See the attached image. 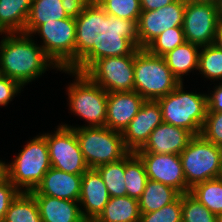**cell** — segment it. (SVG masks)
<instances>
[{"mask_svg": "<svg viewBox=\"0 0 222 222\" xmlns=\"http://www.w3.org/2000/svg\"><path fill=\"white\" fill-rule=\"evenodd\" d=\"M162 122L160 104L157 101L145 100L137 115L122 133L125 147L130 152L141 149L152 131Z\"/></svg>", "mask_w": 222, "mask_h": 222, "instance_id": "cell-15", "label": "cell"}, {"mask_svg": "<svg viewBox=\"0 0 222 222\" xmlns=\"http://www.w3.org/2000/svg\"><path fill=\"white\" fill-rule=\"evenodd\" d=\"M194 135L184 128L162 122L145 145L134 153L180 154Z\"/></svg>", "mask_w": 222, "mask_h": 222, "instance_id": "cell-17", "label": "cell"}, {"mask_svg": "<svg viewBox=\"0 0 222 222\" xmlns=\"http://www.w3.org/2000/svg\"><path fill=\"white\" fill-rule=\"evenodd\" d=\"M32 0H0V34L23 33Z\"/></svg>", "mask_w": 222, "mask_h": 222, "instance_id": "cell-21", "label": "cell"}, {"mask_svg": "<svg viewBox=\"0 0 222 222\" xmlns=\"http://www.w3.org/2000/svg\"><path fill=\"white\" fill-rule=\"evenodd\" d=\"M75 130L81 152L89 168L116 162L130 151L125 147L122 133L105 126L85 127L62 124Z\"/></svg>", "mask_w": 222, "mask_h": 222, "instance_id": "cell-6", "label": "cell"}, {"mask_svg": "<svg viewBox=\"0 0 222 222\" xmlns=\"http://www.w3.org/2000/svg\"><path fill=\"white\" fill-rule=\"evenodd\" d=\"M140 209L138 199L129 196L110 197L98 222H139Z\"/></svg>", "mask_w": 222, "mask_h": 222, "instance_id": "cell-23", "label": "cell"}, {"mask_svg": "<svg viewBox=\"0 0 222 222\" xmlns=\"http://www.w3.org/2000/svg\"><path fill=\"white\" fill-rule=\"evenodd\" d=\"M183 82L172 92L159 98L162 121L201 135L208 110L207 94L185 92Z\"/></svg>", "mask_w": 222, "mask_h": 222, "instance_id": "cell-3", "label": "cell"}, {"mask_svg": "<svg viewBox=\"0 0 222 222\" xmlns=\"http://www.w3.org/2000/svg\"><path fill=\"white\" fill-rule=\"evenodd\" d=\"M179 84L164 57L152 55L145 48L135 50L134 91L145 100L157 101Z\"/></svg>", "mask_w": 222, "mask_h": 222, "instance_id": "cell-4", "label": "cell"}, {"mask_svg": "<svg viewBox=\"0 0 222 222\" xmlns=\"http://www.w3.org/2000/svg\"><path fill=\"white\" fill-rule=\"evenodd\" d=\"M42 222H84L79 201L63 200L46 195H33Z\"/></svg>", "mask_w": 222, "mask_h": 222, "instance_id": "cell-20", "label": "cell"}, {"mask_svg": "<svg viewBox=\"0 0 222 222\" xmlns=\"http://www.w3.org/2000/svg\"><path fill=\"white\" fill-rule=\"evenodd\" d=\"M216 222H222V213L216 215Z\"/></svg>", "mask_w": 222, "mask_h": 222, "instance_id": "cell-45", "label": "cell"}, {"mask_svg": "<svg viewBox=\"0 0 222 222\" xmlns=\"http://www.w3.org/2000/svg\"><path fill=\"white\" fill-rule=\"evenodd\" d=\"M204 78L221 80L222 83V51L214 44L202 46L198 56V69Z\"/></svg>", "mask_w": 222, "mask_h": 222, "instance_id": "cell-30", "label": "cell"}, {"mask_svg": "<svg viewBox=\"0 0 222 222\" xmlns=\"http://www.w3.org/2000/svg\"><path fill=\"white\" fill-rule=\"evenodd\" d=\"M54 133L42 134L47 141L51 166L74 175H83L88 165L74 129L57 126Z\"/></svg>", "mask_w": 222, "mask_h": 222, "instance_id": "cell-11", "label": "cell"}, {"mask_svg": "<svg viewBox=\"0 0 222 222\" xmlns=\"http://www.w3.org/2000/svg\"><path fill=\"white\" fill-rule=\"evenodd\" d=\"M75 65L84 73L95 61L131 55L139 48L137 22L107 14L91 1L75 18Z\"/></svg>", "mask_w": 222, "mask_h": 222, "instance_id": "cell-1", "label": "cell"}, {"mask_svg": "<svg viewBox=\"0 0 222 222\" xmlns=\"http://www.w3.org/2000/svg\"><path fill=\"white\" fill-rule=\"evenodd\" d=\"M200 48L199 45L185 42L163 56L167 66L180 83L183 82V75L198 69Z\"/></svg>", "mask_w": 222, "mask_h": 222, "instance_id": "cell-22", "label": "cell"}, {"mask_svg": "<svg viewBox=\"0 0 222 222\" xmlns=\"http://www.w3.org/2000/svg\"><path fill=\"white\" fill-rule=\"evenodd\" d=\"M124 177L127 196L139 199L145 189L148 176L143 162L134 152H129L125 156Z\"/></svg>", "mask_w": 222, "mask_h": 222, "instance_id": "cell-27", "label": "cell"}, {"mask_svg": "<svg viewBox=\"0 0 222 222\" xmlns=\"http://www.w3.org/2000/svg\"><path fill=\"white\" fill-rule=\"evenodd\" d=\"M175 0H140L142 11H152L171 4Z\"/></svg>", "mask_w": 222, "mask_h": 222, "instance_id": "cell-40", "label": "cell"}, {"mask_svg": "<svg viewBox=\"0 0 222 222\" xmlns=\"http://www.w3.org/2000/svg\"><path fill=\"white\" fill-rule=\"evenodd\" d=\"M139 222H182L181 194L157 211L141 213Z\"/></svg>", "mask_w": 222, "mask_h": 222, "instance_id": "cell-34", "label": "cell"}, {"mask_svg": "<svg viewBox=\"0 0 222 222\" xmlns=\"http://www.w3.org/2000/svg\"><path fill=\"white\" fill-rule=\"evenodd\" d=\"M215 5H216L218 19L220 22H222V0H217Z\"/></svg>", "mask_w": 222, "mask_h": 222, "instance_id": "cell-43", "label": "cell"}, {"mask_svg": "<svg viewBox=\"0 0 222 222\" xmlns=\"http://www.w3.org/2000/svg\"><path fill=\"white\" fill-rule=\"evenodd\" d=\"M72 74L75 79L67 87L70 111L85 120V127L106 126L108 92L92 82L84 73L59 70Z\"/></svg>", "mask_w": 222, "mask_h": 222, "instance_id": "cell-7", "label": "cell"}, {"mask_svg": "<svg viewBox=\"0 0 222 222\" xmlns=\"http://www.w3.org/2000/svg\"><path fill=\"white\" fill-rule=\"evenodd\" d=\"M179 156L190 188L222 177V147L207 141L202 135L194 136Z\"/></svg>", "mask_w": 222, "mask_h": 222, "instance_id": "cell-8", "label": "cell"}, {"mask_svg": "<svg viewBox=\"0 0 222 222\" xmlns=\"http://www.w3.org/2000/svg\"><path fill=\"white\" fill-rule=\"evenodd\" d=\"M189 193L213 214L222 213V177L197 183Z\"/></svg>", "mask_w": 222, "mask_h": 222, "instance_id": "cell-28", "label": "cell"}, {"mask_svg": "<svg viewBox=\"0 0 222 222\" xmlns=\"http://www.w3.org/2000/svg\"><path fill=\"white\" fill-rule=\"evenodd\" d=\"M134 58L131 55L95 61L84 74L107 92L134 91Z\"/></svg>", "mask_w": 222, "mask_h": 222, "instance_id": "cell-10", "label": "cell"}, {"mask_svg": "<svg viewBox=\"0 0 222 222\" xmlns=\"http://www.w3.org/2000/svg\"><path fill=\"white\" fill-rule=\"evenodd\" d=\"M201 135L207 141L222 147V111L207 112Z\"/></svg>", "mask_w": 222, "mask_h": 222, "instance_id": "cell-35", "label": "cell"}, {"mask_svg": "<svg viewBox=\"0 0 222 222\" xmlns=\"http://www.w3.org/2000/svg\"><path fill=\"white\" fill-rule=\"evenodd\" d=\"M22 87L14 80L8 77L0 78V106H6L10 101L21 93Z\"/></svg>", "mask_w": 222, "mask_h": 222, "instance_id": "cell-37", "label": "cell"}, {"mask_svg": "<svg viewBox=\"0 0 222 222\" xmlns=\"http://www.w3.org/2000/svg\"><path fill=\"white\" fill-rule=\"evenodd\" d=\"M208 110L207 112L222 111V83L216 85L210 94H207Z\"/></svg>", "mask_w": 222, "mask_h": 222, "instance_id": "cell-39", "label": "cell"}, {"mask_svg": "<svg viewBox=\"0 0 222 222\" xmlns=\"http://www.w3.org/2000/svg\"><path fill=\"white\" fill-rule=\"evenodd\" d=\"M68 18L62 0H32L24 34L32 33L45 22Z\"/></svg>", "mask_w": 222, "mask_h": 222, "instance_id": "cell-24", "label": "cell"}, {"mask_svg": "<svg viewBox=\"0 0 222 222\" xmlns=\"http://www.w3.org/2000/svg\"><path fill=\"white\" fill-rule=\"evenodd\" d=\"M180 193L171 186L148 179L138 199L140 213H150L172 203Z\"/></svg>", "mask_w": 222, "mask_h": 222, "instance_id": "cell-25", "label": "cell"}, {"mask_svg": "<svg viewBox=\"0 0 222 222\" xmlns=\"http://www.w3.org/2000/svg\"><path fill=\"white\" fill-rule=\"evenodd\" d=\"M213 44L222 51V22L219 23Z\"/></svg>", "mask_w": 222, "mask_h": 222, "instance_id": "cell-41", "label": "cell"}, {"mask_svg": "<svg viewBox=\"0 0 222 222\" xmlns=\"http://www.w3.org/2000/svg\"><path fill=\"white\" fill-rule=\"evenodd\" d=\"M19 192L8 178L0 184V222H4L9 205Z\"/></svg>", "mask_w": 222, "mask_h": 222, "instance_id": "cell-36", "label": "cell"}, {"mask_svg": "<svg viewBox=\"0 0 222 222\" xmlns=\"http://www.w3.org/2000/svg\"><path fill=\"white\" fill-rule=\"evenodd\" d=\"M7 164V178L20 192H31L52 167L46 138L41 134L27 142Z\"/></svg>", "mask_w": 222, "mask_h": 222, "instance_id": "cell-5", "label": "cell"}, {"mask_svg": "<svg viewBox=\"0 0 222 222\" xmlns=\"http://www.w3.org/2000/svg\"><path fill=\"white\" fill-rule=\"evenodd\" d=\"M219 23L215 4L186 2L182 24L186 42L212 45Z\"/></svg>", "mask_w": 222, "mask_h": 222, "instance_id": "cell-12", "label": "cell"}, {"mask_svg": "<svg viewBox=\"0 0 222 222\" xmlns=\"http://www.w3.org/2000/svg\"><path fill=\"white\" fill-rule=\"evenodd\" d=\"M3 77L2 70L0 68V78Z\"/></svg>", "mask_w": 222, "mask_h": 222, "instance_id": "cell-47", "label": "cell"}, {"mask_svg": "<svg viewBox=\"0 0 222 222\" xmlns=\"http://www.w3.org/2000/svg\"><path fill=\"white\" fill-rule=\"evenodd\" d=\"M144 102L136 91L108 92L105 127L123 133Z\"/></svg>", "mask_w": 222, "mask_h": 222, "instance_id": "cell-16", "label": "cell"}, {"mask_svg": "<svg viewBox=\"0 0 222 222\" xmlns=\"http://www.w3.org/2000/svg\"><path fill=\"white\" fill-rule=\"evenodd\" d=\"M181 207L182 222H216V215L190 193L181 194Z\"/></svg>", "mask_w": 222, "mask_h": 222, "instance_id": "cell-33", "label": "cell"}, {"mask_svg": "<svg viewBox=\"0 0 222 222\" xmlns=\"http://www.w3.org/2000/svg\"><path fill=\"white\" fill-rule=\"evenodd\" d=\"M185 6L184 0H175L159 9L142 11L137 22L139 48H145L166 29L182 27Z\"/></svg>", "mask_w": 222, "mask_h": 222, "instance_id": "cell-13", "label": "cell"}, {"mask_svg": "<svg viewBox=\"0 0 222 222\" xmlns=\"http://www.w3.org/2000/svg\"><path fill=\"white\" fill-rule=\"evenodd\" d=\"M185 2H200V3H213L215 4L217 0H184Z\"/></svg>", "mask_w": 222, "mask_h": 222, "instance_id": "cell-44", "label": "cell"}, {"mask_svg": "<svg viewBox=\"0 0 222 222\" xmlns=\"http://www.w3.org/2000/svg\"><path fill=\"white\" fill-rule=\"evenodd\" d=\"M102 177L110 197L127 196L125 186V157L95 168Z\"/></svg>", "mask_w": 222, "mask_h": 222, "instance_id": "cell-29", "label": "cell"}, {"mask_svg": "<svg viewBox=\"0 0 222 222\" xmlns=\"http://www.w3.org/2000/svg\"><path fill=\"white\" fill-rule=\"evenodd\" d=\"M0 41V68L5 77L16 81L21 87L39 78L56 65L46 56L43 48L31 35L5 34Z\"/></svg>", "mask_w": 222, "mask_h": 222, "instance_id": "cell-2", "label": "cell"}, {"mask_svg": "<svg viewBox=\"0 0 222 222\" xmlns=\"http://www.w3.org/2000/svg\"><path fill=\"white\" fill-rule=\"evenodd\" d=\"M4 222H42L34 196L30 192H19L11 201Z\"/></svg>", "mask_w": 222, "mask_h": 222, "instance_id": "cell-26", "label": "cell"}, {"mask_svg": "<svg viewBox=\"0 0 222 222\" xmlns=\"http://www.w3.org/2000/svg\"><path fill=\"white\" fill-rule=\"evenodd\" d=\"M109 15L138 22L142 12L140 0H96Z\"/></svg>", "mask_w": 222, "mask_h": 222, "instance_id": "cell-32", "label": "cell"}, {"mask_svg": "<svg viewBox=\"0 0 222 222\" xmlns=\"http://www.w3.org/2000/svg\"><path fill=\"white\" fill-rule=\"evenodd\" d=\"M143 162L148 179L176 189L180 194L190 192L178 154L135 153Z\"/></svg>", "mask_w": 222, "mask_h": 222, "instance_id": "cell-14", "label": "cell"}, {"mask_svg": "<svg viewBox=\"0 0 222 222\" xmlns=\"http://www.w3.org/2000/svg\"><path fill=\"white\" fill-rule=\"evenodd\" d=\"M41 36L40 45L46 56L59 70H70L75 65V18H65L45 22L33 33Z\"/></svg>", "mask_w": 222, "mask_h": 222, "instance_id": "cell-9", "label": "cell"}, {"mask_svg": "<svg viewBox=\"0 0 222 222\" xmlns=\"http://www.w3.org/2000/svg\"><path fill=\"white\" fill-rule=\"evenodd\" d=\"M7 179V164L0 160V184Z\"/></svg>", "mask_w": 222, "mask_h": 222, "instance_id": "cell-42", "label": "cell"}, {"mask_svg": "<svg viewBox=\"0 0 222 222\" xmlns=\"http://www.w3.org/2000/svg\"><path fill=\"white\" fill-rule=\"evenodd\" d=\"M107 187L95 168H89L82 175L79 204L85 220H94L103 212L109 201ZM83 207V208H82Z\"/></svg>", "mask_w": 222, "mask_h": 222, "instance_id": "cell-18", "label": "cell"}, {"mask_svg": "<svg viewBox=\"0 0 222 222\" xmlns=\"http://www.w3.org/2000/svg\"><path fill=\"white\" fill-rule=\"evenodd\" d=\"M90 2L91 0H62V6L68 17L76 18Z\"/></svg>", "mask_w": 222, "mask_h": 222, "instance_id": "cell-38", "label": "cell"}, {"mask_svg": "<svg viewBox=\"0 0 222 222\" xmlns=\"http://www.w3.org/2000/svg\"><path fill=\"white\" fill-rule=\"evenodd\" d=\"M84 222H98V221L94 219V220H84Z\"/></svg>", "mask_w": 222, "mask_h": 222, "instance_id": "cell-46", "label": "cell"}, {"mask_svg": "<svg viewBox=\"0 0 222 222\" xmlns=\"http://www.w3.org/2000/svg\"><path fill=\"white\" fill-rule=\"evenodd\" d=\"M82 175H74L51 167L32 195H46L63 200L79 201Z\"/></svg>", "mask_w": 222, "mask_h": 222, "instance_id": "cell-19", "label": "cell"}, {"mask_svg": "<svg viewBox=\"0 0 222 222\" xmlns=\"http://www.w3.org/2000/svg\"><path fill=\"white\" fill-rule=\"evenodd\" d=\"M186 42L182 27L166 29L155 37L145 49L152 55L163 57L169 51Z\"/></svg>", "mask_w": 222, "mask_h": 222, "instance_id": "cell-31", "label": "cell"}]
</instances>
